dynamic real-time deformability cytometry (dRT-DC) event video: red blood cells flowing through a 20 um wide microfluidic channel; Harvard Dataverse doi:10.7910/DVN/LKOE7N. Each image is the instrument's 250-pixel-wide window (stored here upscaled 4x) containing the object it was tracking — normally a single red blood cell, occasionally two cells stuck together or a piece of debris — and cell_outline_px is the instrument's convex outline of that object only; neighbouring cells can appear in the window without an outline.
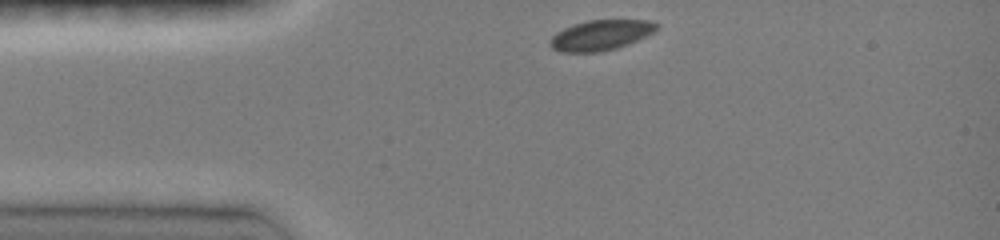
{"species": "common noctule bat (a hibernating species)", "species_latin": "Nyctalus noctula", "temperature_condition": "room temperature", "stored_images_in_passage": 17, "camera_frame_rate_fps": 3000, "um_per_image_px": 0.085, "animal": {"sex": "female", "body_mass_g": 19.0, "forearm_length_mm": 51.5}, "frame": {"image": 1, "passage_image": 1, "time_ms": 0.0, "image_size_px": [1000, 240], "cell_outline_px": [[660, 24], [652, 32], [636, 40], [616, 48], [600, 52], [560, 52], [552, 48], [548, 44], [548, 40], [556, 32], [572, 24], [588, 20], [652, 20]], "centroid_in_image_um": [51.0, 2.98], "position_along_channel_um": 34.0, "area_um2": 18.79}}
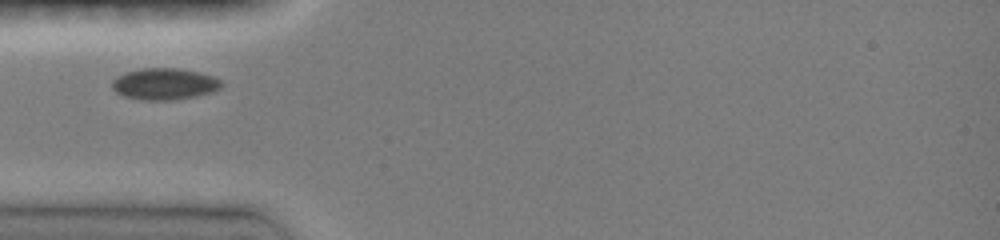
{"frame": {"image": 2, "passage_image": 11, "time_ms": 1.667, "image_size_px": [1000, 240], "cell_outline_px": [[224, 84], [220, 88], [212, 92], [196, 96], [176, 100], [140, 100], [124, 96], [116, 92], [112, 88], [112, 80], [116, 76], [124, 72], [140, 68], [180, 68], [200, 72], [212, 76], [220, 80]], "centroid_in_image_um": [13.96, 7.13], "position_along_channel_um": 71.0, "area_um2": 20.4}}